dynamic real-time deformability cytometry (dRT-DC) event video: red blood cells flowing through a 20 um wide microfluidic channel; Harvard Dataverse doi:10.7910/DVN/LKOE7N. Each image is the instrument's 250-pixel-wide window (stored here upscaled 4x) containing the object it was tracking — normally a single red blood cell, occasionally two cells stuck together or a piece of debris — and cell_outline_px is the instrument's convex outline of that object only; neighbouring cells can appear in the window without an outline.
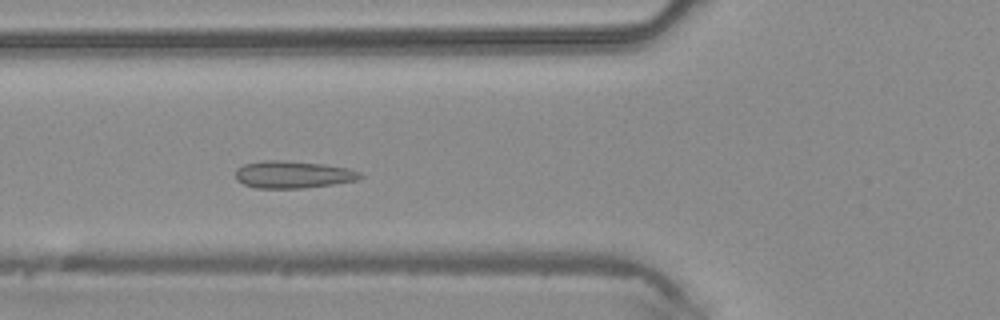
{"species": "common noctule bat (a hibernating species)", "species_latin": "Nyctalus noctula", "temperature_condition": "warm", "stored_images_in_passage": 35, "camera_frame_rate_fps": 3000, "um_per_image_px": 0.085, "animal": {"sex": "male", "body_mass_g": 20.4}, "frame": {"image": 1, "passage_image": 6, "time_ms": 1.667, "image_size_px": [1000, 320], "cell_outline_px": [[364, 176], [356, 180], [332, 184], [304, 188], [256, 188], [244, 184], [236, 180], [236, 168], [244, 164], [264, 160], [284, 160], [324, 164], [348, 168], [360, 172]], "centroid_in_image_um": [24.89, 14.83], "position_along_channel_um": 100.9, "area_um2": 19.83}}
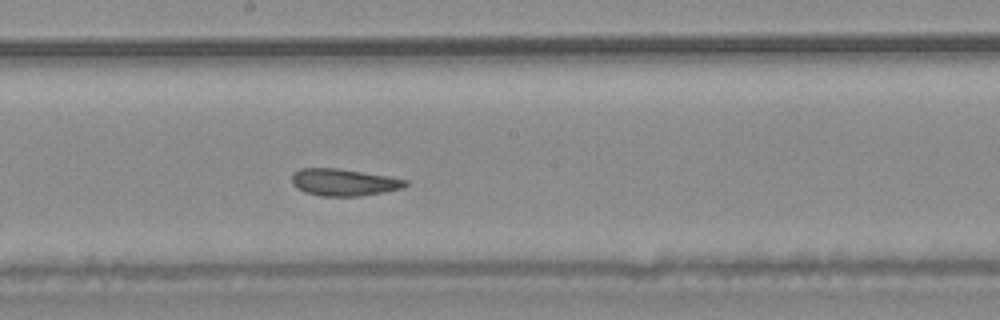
{"frame": {"image": 2, "passage_image": 14, "time_ms": 4.333, "image_size_px": [1000, 320], "cell_outline_px": [[408, 184], [404, 188], [360, 196], [320, 196], [304, 192], [296, 188], [292, 184], [292, 172], [300, 168], [336, 168], [388, 176], [408, 180]], "centroid_in_image_um": [29.19, 15.49], "position_along_channel_um": 219.0, "area_um2": 17.98}}
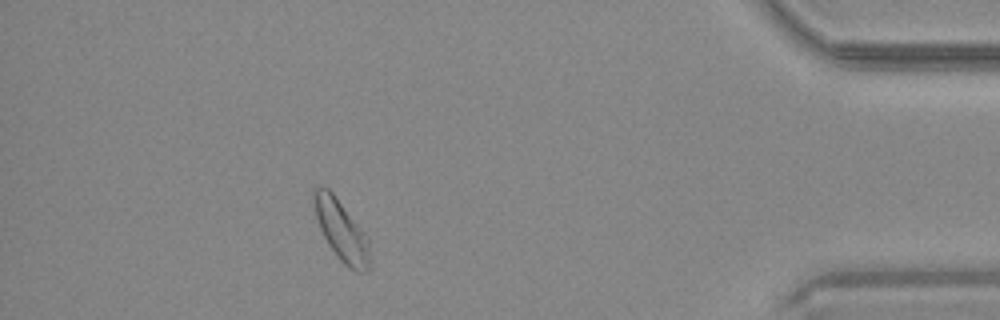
{"frame": {"image": 3, "passage_image": 30, "time_ms": 9.667, "image_size_px": [1000, 320], "cell_outline_px": [[372, 264], [368, 272], [356, 272], [348, 268], [340, 260], [328, 244], [320, 228], [316, 216], [312, 196], [312, 188], [328, 188], [332, 192], [368, 236]], "centroid_in_image_um": [29.06, 19.65], "position_along_channel_um": 406.1, "area_um2": 19.94}}